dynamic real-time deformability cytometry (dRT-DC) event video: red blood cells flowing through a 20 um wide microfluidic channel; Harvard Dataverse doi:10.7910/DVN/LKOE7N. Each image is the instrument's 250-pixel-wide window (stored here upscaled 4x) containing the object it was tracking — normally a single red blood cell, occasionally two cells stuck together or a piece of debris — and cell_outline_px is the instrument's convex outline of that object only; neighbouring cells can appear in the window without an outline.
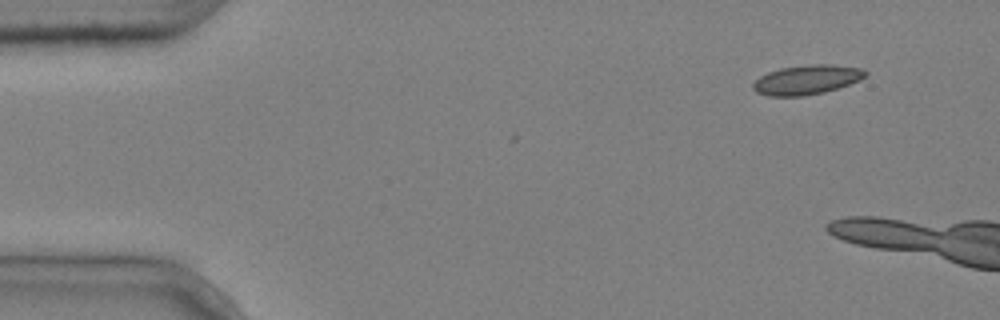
{"species": "common noctule bat (a hibernating species)", "species_latin": "Nyctalus noctula", "temperature_condition": "cold", "stored_images_in_passage": 3, "camera_frame_rate_fps": 3000, "um_per_image_px": 0.085, "animal": {"sex": "male", "body_mass_g": 20.4}, "frame": {"image": 1, "passage_image": 1, "time_ms": 0.0, "image_size_px": [1000, 320], "cell_outline_px": [[868, 72], [860, 80], [824, 92], [804, 96], [768, 96], [756, 92], [752, 88], [752, 84], [760, 76], [768, 72], [780, 68], [812, 64], [832, 64], [864, 68]], "centroid_in_image_um": [68.57, 6.77], "position_along_channel_um": 16.4, "area_um2": 19.31}}